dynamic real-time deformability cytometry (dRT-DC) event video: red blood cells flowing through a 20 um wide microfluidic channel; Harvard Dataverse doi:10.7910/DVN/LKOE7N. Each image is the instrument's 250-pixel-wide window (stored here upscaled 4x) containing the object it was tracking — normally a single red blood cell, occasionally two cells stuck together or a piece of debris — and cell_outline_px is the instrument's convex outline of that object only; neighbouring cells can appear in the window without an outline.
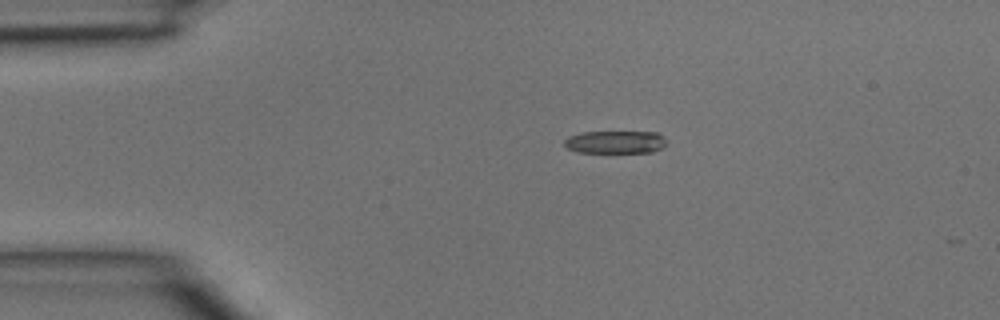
{"species": "common noctule bat (a hibernating species)", "species_latin": "Nyctalus noctula", "temperature_condition": "room temperature", "stored_images_in_passage": 2, "camera_frame_rate_fps": 3000, "um_per_image_px": 0.085, "animal": {"sex": "male", "body_mass_g": 15.6}, "frame": {"image": 1, "passage_image": 1, "time_ms": 0.0, "image_size_px": [1000, 320], "cell_outline_px": [[668, 144], [664, 148], [652, 152], [576, 152], [568, 148], [564, 144], [564, 140], [568, 136], [580, 132], [656, 132], [664, 136], [668, 140]], "centroid_in_image_um": [52.36, 12.07], "position_along_channel_um": 32.6, "area_um2": 13.76}}